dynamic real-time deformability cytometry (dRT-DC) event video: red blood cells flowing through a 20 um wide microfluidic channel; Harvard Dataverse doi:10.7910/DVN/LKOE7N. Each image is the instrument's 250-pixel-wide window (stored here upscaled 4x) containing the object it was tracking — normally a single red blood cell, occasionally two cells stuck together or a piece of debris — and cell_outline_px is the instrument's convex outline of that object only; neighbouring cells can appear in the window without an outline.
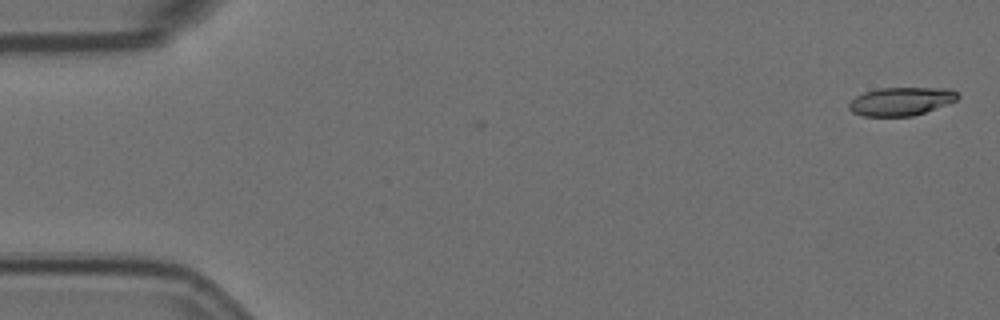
{"species": "Egyptian fruit bat (a non-hibernating species)", "species_latin": "Rousettus aegyptiacus", "temperature_condition": "room temperature", "stored_images_in_passage": 6, "camera_frame_rate_fps": 3000, "um_per_image_px": 0.085, "animal": {"sex": "female"}, "frame": {"image": 1, "passage_image": 1, "time_ms": 0.0, "image_size_px": [1000, 320], "cell_outline_px": [[960, 96], [956, 100], [948, 104], [912, 116], [864, 116], [852, 112], [848, 108], [848, 104], [856, 96], [864, 92], [880, 88], [952, 88]], "centroid_in_image_um": [76.59, 8.61], "position_along_channel_um": 8.4, "area_um2": 17.92}}